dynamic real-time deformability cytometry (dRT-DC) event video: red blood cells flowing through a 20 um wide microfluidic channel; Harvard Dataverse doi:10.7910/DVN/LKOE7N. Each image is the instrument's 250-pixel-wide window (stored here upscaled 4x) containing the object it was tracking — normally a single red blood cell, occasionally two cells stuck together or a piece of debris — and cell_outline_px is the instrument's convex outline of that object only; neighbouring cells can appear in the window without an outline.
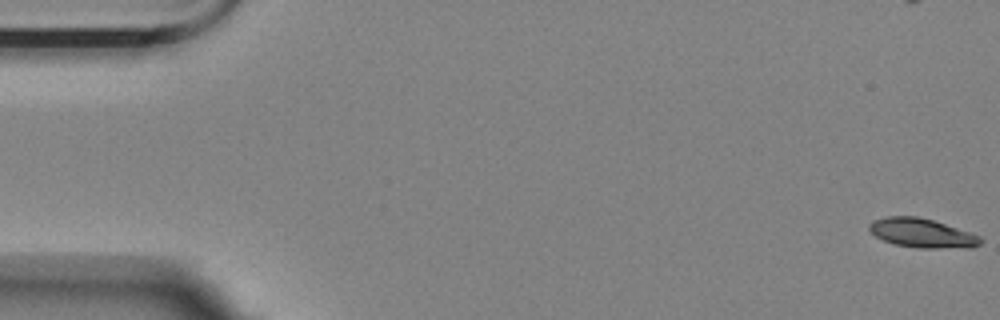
{"species": "Egyptian fruit bat (a non-hibernating species)", "species_latin": "Rousettus aegyptiacus", "temperature_condition": "room temperature", "stored_images_in_passage": 39, "camera_frame_rate_fps": 3000, "um_per_image_px": 0.085, "animal": {"sex": "female"}, "frame": {"image": 1, "passage_image": 1, "time_ms": 0.0, "image_size_px": [1000, 320], "cell_outline_px": [[984, 240], [980, 244], [972, 248], [916, 248], [892, 244], [876, 236], [868, 228], [868, 224], [872, 220], [888, 216], [916, 216], [932, 220], [980, 236]], "centroid_in_image_um": [78.36, 19.82], "position_along_channel_um": 6.6, "area_um2": 18.9}}
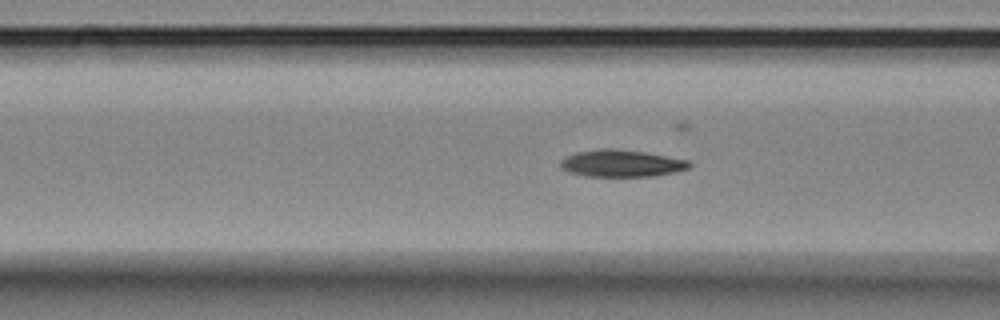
{"frame": {"image": 2, "passage_image": 22, "time_ms": 7.0, "image_size_px": [1000, 320], "cell_outline_px": [[692, 164], [688, 168], [672, 172], [652, 176], [584, 176], [568, 172], [560, 168], [560, 160], [576, 152], [600, 148], [612, 148], [644, 152], [688, 160]], "centroid_in_image_um": [52.77, 13.88], "position_along_channel_um": 113.8, "area_um2": 20.17}}
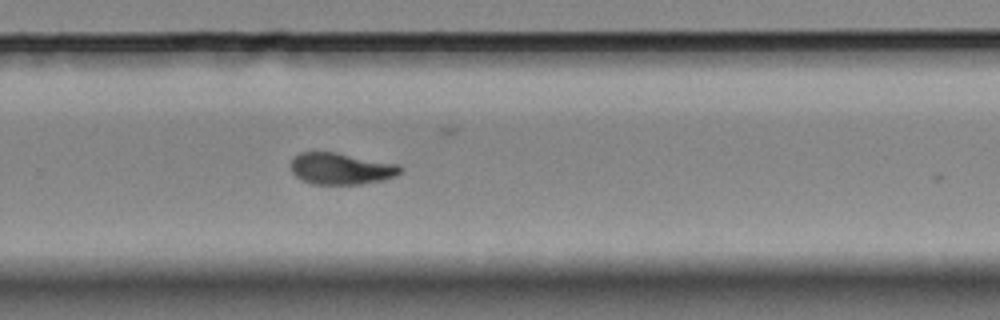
{"frame": {"image": 3, "passage_image": 38, "time_ms": 12.333, "image_size_px": [1000, 320], "cell_outline_px": [[404, 168], [396, 176], [384, 180], [360, 184], [312, 184], [300, 180], [288, 168], [288, 164], [300, 152], [336, 152], [400, 164]], "centroid_in_image_um": [28.98, 14.33], "position_along_channel_um": 300.8, "area_um2": 20.52}}